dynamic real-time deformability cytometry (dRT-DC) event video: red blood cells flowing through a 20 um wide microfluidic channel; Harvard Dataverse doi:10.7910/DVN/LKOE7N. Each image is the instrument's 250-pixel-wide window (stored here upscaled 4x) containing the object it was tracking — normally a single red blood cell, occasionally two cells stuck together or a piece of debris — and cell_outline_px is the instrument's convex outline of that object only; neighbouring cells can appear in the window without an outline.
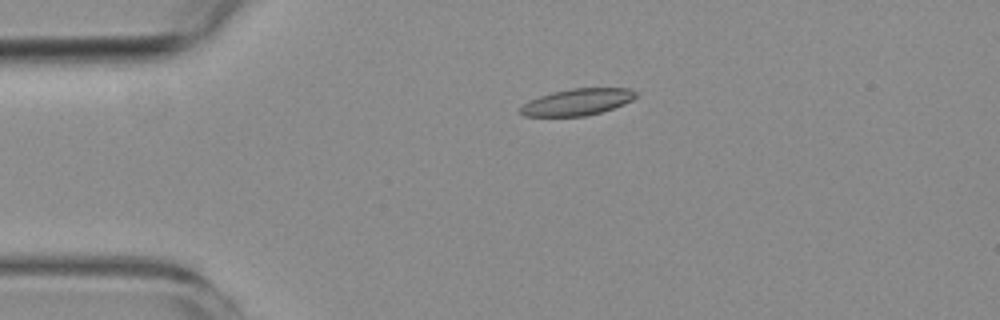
{"species": "common noctule bat (a hibernating species)", "species_latin": "Nyctalus noctula", "temperature_condition": "room temperature", "stored_images_in_passage": 3, "camera_frame_rate_fps": 3000, "um_per_image_px": 0.085, "animal": {"sex": "female", "body_mass_g": 19.3, "forearm_length_mm": 54.1}, "frame": {"image": 1, "passage_image": 2, "time_ms": 1.333, "image_size_px": [1000, 320], "cell_outline_px": [[636, 96], [632, 100], [624, 104], [600, 112], [584, 116], [524, 116], [520, 112], [520, 108], [524, 104], [540, 96], [552, 92], [572, 88], [632, 88], [636, 92]], "centroid_in_image_um": [49.1, 8.66], "position_along_channel_um": 35.9, "area_um2": 17.69}}